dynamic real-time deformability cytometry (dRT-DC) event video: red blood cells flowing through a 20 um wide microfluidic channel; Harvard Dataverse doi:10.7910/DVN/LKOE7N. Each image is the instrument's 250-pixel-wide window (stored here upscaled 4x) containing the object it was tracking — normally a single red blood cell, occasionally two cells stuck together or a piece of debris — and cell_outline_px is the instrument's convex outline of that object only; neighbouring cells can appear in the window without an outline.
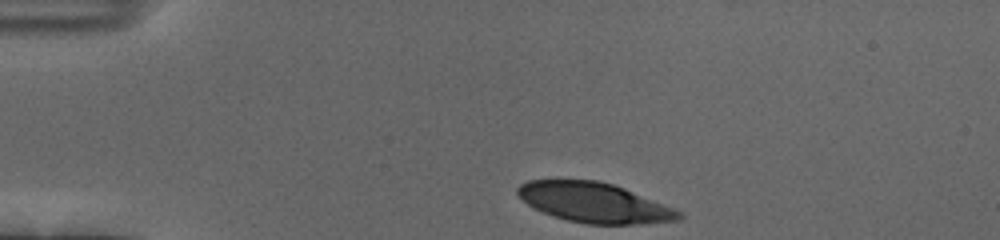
{"species": "human", "species_latin": "Homo sapiens", "temperature_condition": "cold", "stored_images_in_passage": 36, "camera_frame_rate_fps": 3000, "um_per_image_px": 0.085, "donor": {"sex": "female"}, "frame": {"image": 1, "passage_image": 1, "time_ms": 0.0, "image_size_px": [1000, 240], "cell_outline_px": [[684, 216], [680, 220], [644, 224], [584, 224], [568, 220], [544, 212], [528, 204], [516, 192], [516, 188], [520, 184], [528, 180], [596, 180], [612, 184], [624, 188], [672, 208], [680, 212]], "centroid_in_image_um": [50.51, 17.23], "position_along_channel_um": 34.5, "area_um2": 36.99}}
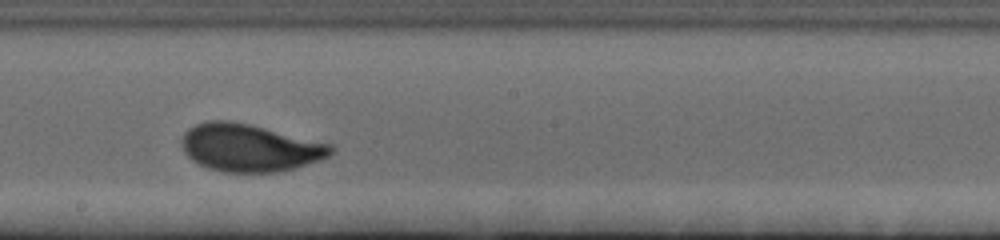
{"frame": {"image": 2, "passage_image": 21, "time_ms": 6.667, "image_size_px": [1000, 240], "cell_outline_px": [[336, 148], [328, 156], [320, 160], [280, 172], [224, 172], [208, 168], [192, 160], [184, 152], [180, 144], [180, 140], [184, 132], [188, 128], [196, 124], [208, 120], [228, 120], [248, 124], [332, 144]], "centroid_in_image_um": [21.19, 12.56], "position_along_channel_um": 227.0, "area_um2": 41.33}}
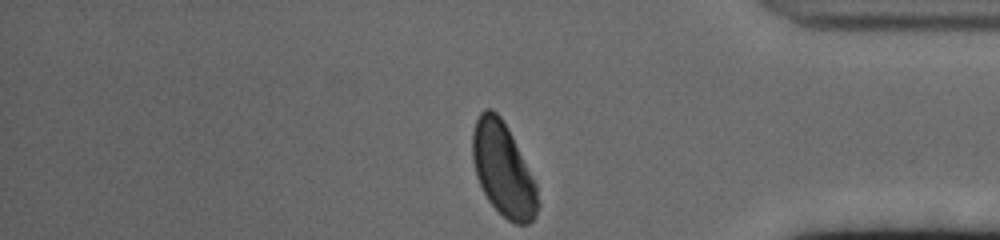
{"frame": {"image": 3, "passage_image": 36, "time_ms": 11.667, "image_size_px": [1000, 240], "cell_outline_px": [[540, 204], [536, 216], [528, 224], [516, 224], [508, 220], [488, 200], [476, 176], [472, 160], [472, 132], [476, 120], [480, 112], [484, 108], [492, 108], [500, 116], [508, 128], [536, 184]], "centroid_in_image_um": [42.76, 14.41], "position_along_channel_um": 392.4, "area_um2": 35.43}, "authors_computed_cell_mechanics": {"area_um2": 40.1999, "velocity_mm_per_s": 3.668, "shape_relaxation_time_tau1_ms": 3.8356, "shape_relaxation_time_tau2_ms": null, "deformation_change_tau1": 0.1589, "deformation_change_tau2": null}}